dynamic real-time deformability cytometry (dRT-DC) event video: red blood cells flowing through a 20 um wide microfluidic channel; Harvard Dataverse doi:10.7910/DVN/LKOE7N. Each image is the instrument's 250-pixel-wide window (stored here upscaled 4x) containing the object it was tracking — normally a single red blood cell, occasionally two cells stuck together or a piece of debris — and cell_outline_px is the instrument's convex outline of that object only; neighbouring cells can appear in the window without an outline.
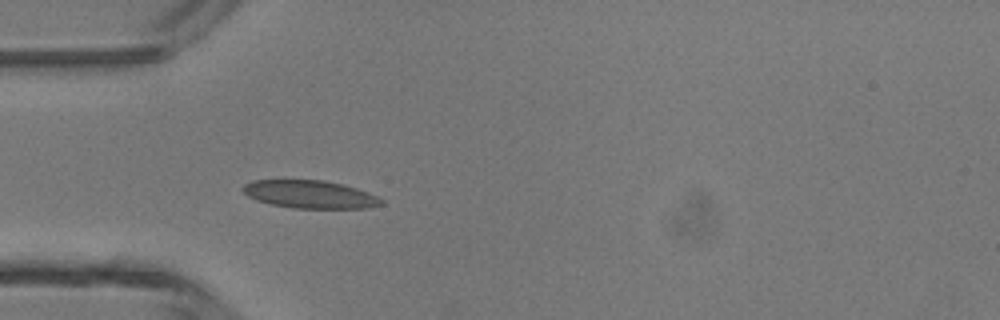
{"species": "common noctule bat (a hibernating species)", "species_latin": "Nyctalus noctula", "temperature_condition": "room temperature", "stored_images_in_passage": 34, "camera_frame_rate_fps": 3000, "um_per_image_px": 0.085, "animal": {"sex": "male", "body_mass_g": 13.3}, "frame": {"image": 1, "passage_image": 1, "time_ms": 0.0, "image_size_px": [1000, 320], "cell_outline_px": [[384, 204], [368, 208], [292, 208], [268, 204], [256, 200], [248, 196], [240, 188], [244, 184], [252, 180], [324, 180], [344, 184], [368, 192], [384, 200]], "centroid_in_image_um": [26.33, 16.52], "position_along_channel_um": 58.7, "area_um2": 22.72}}
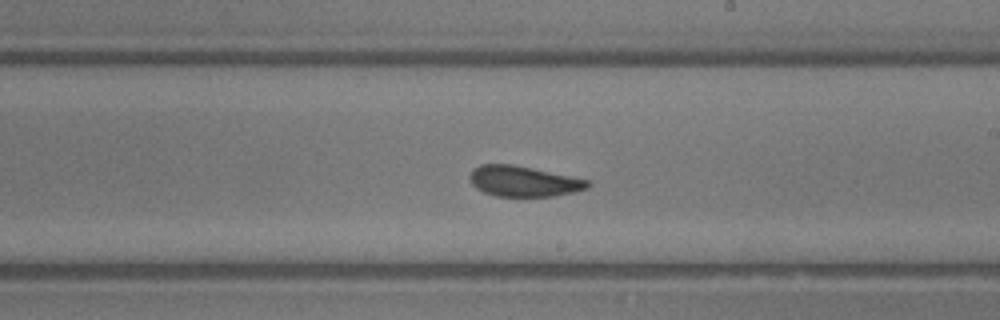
{"frame": {"image": 2, "passage_image": 14, "time_ms": 4.333, "image_size_px": [1000, 320], "cell_outline_px": [[592, 184], [588, 188], [572, 192], [552, 196], [496, 196], [484, 192], [476, 188], [472, 184], [468, 176], [472, 168], [480, 164], [512, 164], [572, 176], [588, 180]], "centroid_in_image_um": [44.47, 15.4], "position_along_channel_um": 244.5, "area_um2": 21.04}}
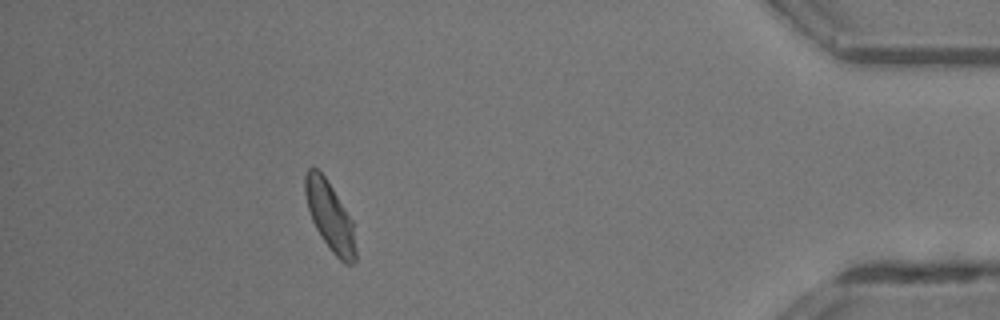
{"frame": {"image": 3, "passage_image": 29, "time_ms": 9.333, "image_size_px": [1000, 320], "cell_outline_px": [[356, 260], [352, 264], [344, 264], [332, 252], [320, 236], [312, 220], [308, 208], [304, 192], [304, 176], [308, 168], [316, 168], [324, 176], [332, 188], [352, 220], [356, 248]], "centroid_in_image_um": [28.04, 18.41], "position_along_channel_um": 407.2, "area_um2": 20.11}, "authors_computed_cell_mechanics": {"area_um2": 20.9236, "velocity_mm_per_s": 4.359, "shape_relaxation_time_tau1_ms": 9.3249, "shape_relaxation_time_tau2_ms": 1.1122, "deformation_change_tau1": 0.1818, "deformation_change_tau2": 0.0481}}